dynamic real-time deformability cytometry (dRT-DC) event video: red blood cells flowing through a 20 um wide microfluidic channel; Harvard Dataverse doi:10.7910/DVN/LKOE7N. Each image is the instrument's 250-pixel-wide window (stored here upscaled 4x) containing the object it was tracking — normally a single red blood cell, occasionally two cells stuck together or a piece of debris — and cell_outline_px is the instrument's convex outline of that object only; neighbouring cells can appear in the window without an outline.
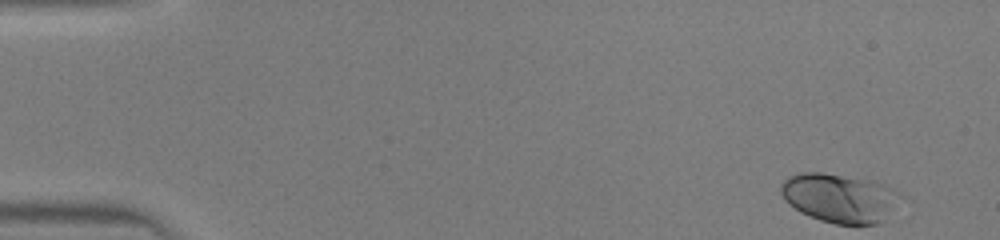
{"species": "human", "species_latin": "Homo sapiens", "temperature_condition": "warm", "stored_images_in_passage": 43, "camera_frame_rate_fps": 3000, "um_per_image_px": 0.085, "donor": {"sex": "male"}, "frame": {"image": 1, "passage_image": 1, "time_ms": 0.0, "image_size_px": [1000, 240], "cell_outline_px": [[900, 192], [880, 220], [876, 224], [836, 224], [820, 220], [800, 212], [788, 204], [780, 192], [780, 184], [788, 176], [800, 172], [820, 172], [876, 180]], "centroid_in_image_um": [71.24, 16.78], "position_along_channel_um": 13.8, "area_um2": 33.47}}
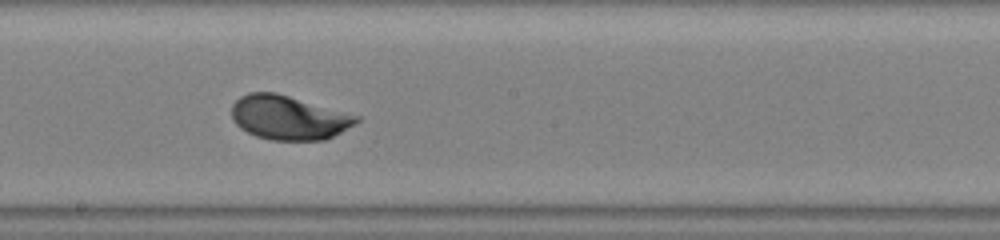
{"frame": {"image": 2, "passage_image": 24, "time_ms": 7.667, "image_size_px": [1000, 240], "cell_outline_px": [[360, 120], [340, 132], [324, 140], [272, 140], [256, 136], [240, 128], [232, 120], [232, 104], [240, 96], [248, 92], [276, 92], [360, 116]], "centroid_in_image_um": [24.5, 9.98], "position_along_channel_um": 223.7, "area_um2": 31.96}}
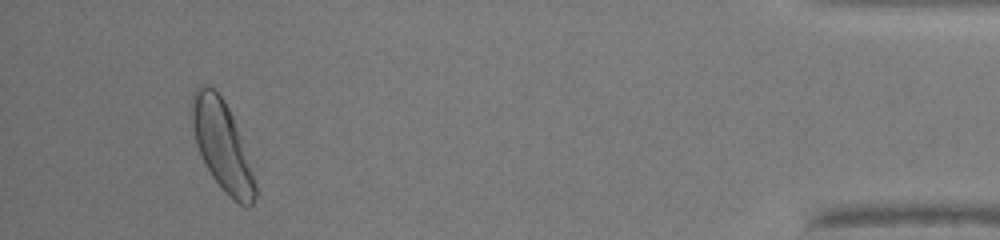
{"frame": {"image": 3, "passage_image": 41, "time_ms": 13.333, "image_size_px": [1000, 240], "cell_outline_px": [[256, 196], [252, 204], [248, 208], [232, 200], [228, 196], [212, 176], [200, 156], [196, 144], [188, 116], [192, 96], [196, 88], [200, 84], [212, 88], [224, 100], [232, 116], [240, 136], [256, 184]], "centroid_in_image_um": [18.82, 12.36], "position_along_channel_um": 416.4, "area_um2": 32.95}}